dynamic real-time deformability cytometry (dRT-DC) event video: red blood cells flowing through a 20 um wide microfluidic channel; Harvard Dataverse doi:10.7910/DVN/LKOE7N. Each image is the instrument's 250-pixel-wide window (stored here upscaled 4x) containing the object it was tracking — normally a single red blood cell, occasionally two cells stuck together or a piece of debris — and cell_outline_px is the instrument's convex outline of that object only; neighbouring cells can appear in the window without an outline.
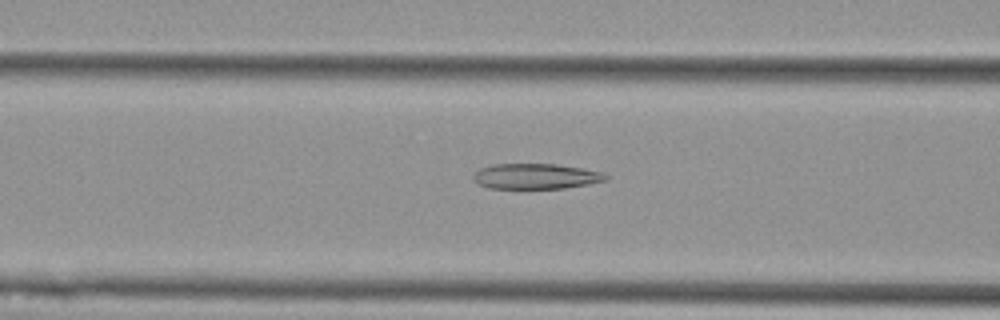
{"species": "Egyptian fruit bat (a non-hibernating species)", "species_latin": "Rousettus aegyptiacus", "temperature_condition": "cold", "stored_images_in_passage": 55, "camera_frame_rate_fps": 3000, "um_per_image_px": 0.085, "animal": {"sex": "female"}, "frame": {"image": 1, "passage_image": 22, "time_ms": 7.0, "image_size_px": [1000, 320], "cell_outline_px": [[608, 180], [588, 184], [564, 188], [488, 188], [472, 180], [472, 176], [480, 168], [492, 164], [556, 164], [580, 168], [600, 172], [608, 176]], "centroid_in_image_um": [45.51, 14.98], "position_along_channel_um": 121.1, "area_um2": 19.48}}
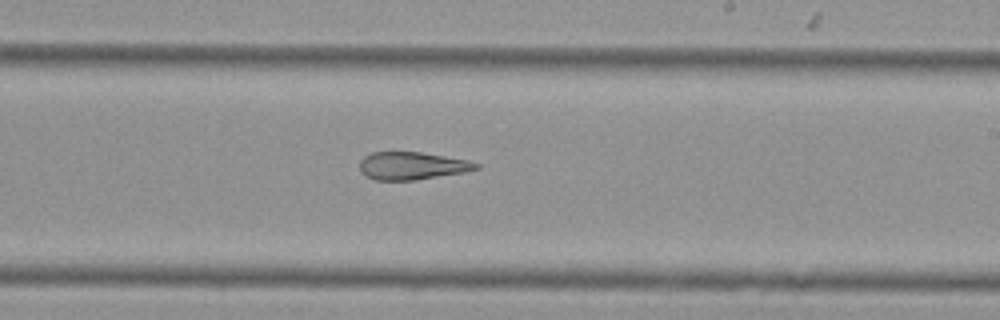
{"frame": {"image": 2, "passage_image": 33, "time_ms": 10.667, "image_size_px": [1000, 320], "cell_outline_px": [[480, 168], [464, 172], [416, 180], [376, 180], [368, 176], [360, 168], [360, 160], [364, 156], [372, 152], [420, 152], [468, 160], [480, 164]], "centroid_in_image_um": [35.05, 14.09], "position_along_channel_um": 254.0, "area_um2": 18.61}}
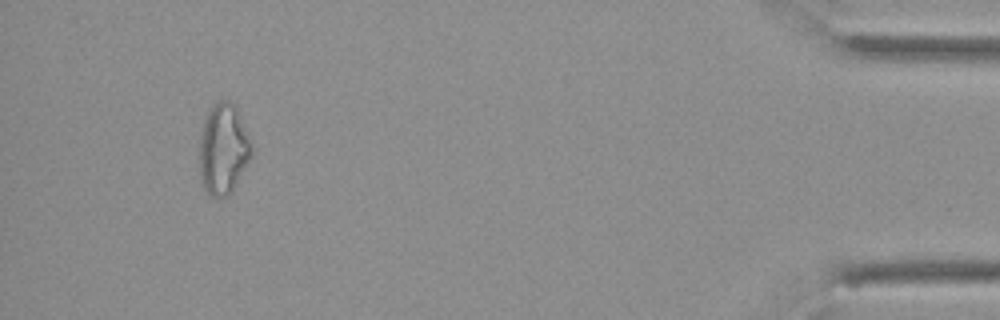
{"frame": {"image": 3, "passage_image": 52, "time_ms": 17.0, "image_size_px": [1000, 320], "cell_outline_px": [[252, 156], [228, 196], [216, 200], [208, 196], [200, 180], [200, 132], [208, 108], [216, 100], [228, 100], [236, 108], [240, 116], [252, 144]], "centroid_in_image_um": [18.95, 12.69], "position_along_channel_um": 416.2, "area_um2": 27.86}, "authors_computed_cell_mechanics": {"area_um2": 23.6402, "velocity_mm_per_s": 3.6358, "shape_relaxation_time_tau1_ms": null, "shape_relaxation_time_tau2_ms": 4.5697, "deformation_change_tau1": null, "deformation_change_tau2": 0.1483}}